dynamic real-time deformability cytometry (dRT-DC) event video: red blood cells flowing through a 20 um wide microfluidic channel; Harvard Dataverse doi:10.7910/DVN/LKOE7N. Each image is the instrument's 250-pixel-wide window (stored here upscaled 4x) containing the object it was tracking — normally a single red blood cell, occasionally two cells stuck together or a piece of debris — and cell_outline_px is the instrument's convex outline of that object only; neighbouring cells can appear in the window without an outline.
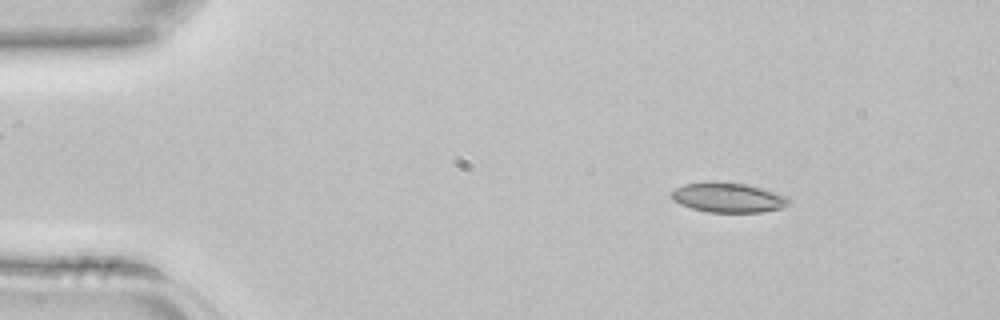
{"species": "common noctule bat (a hibernating species)", "species_latin": "Nyctalus noctula", "temperature_condition": "room temperature", "stored_images_in_passage": 2, "camera_frame_rate_fps": 3000, "um_per_image_px": 0.085, "animal": {"sex": "female", "body_mass_g": 22.7, "forearm_length_mm": 54.2}, "frame": {"image": 1, "passage_image": 1, "time_ms": 0.0, "image_size_px": [1000, 320], "cell_outline_px": [[792, 204], [780, 208], [764, 212], [708, 212], [692, 208], [680, 204], [672, 200], [672, 192], [676, 188], [684, 184], [744, 184], [760, 188], [788, 196], [792, 200]], "centroid_in_image_um": [61.97, 16.84], "position_along_channel_um": 23.0, "area_um2": 19.65}}